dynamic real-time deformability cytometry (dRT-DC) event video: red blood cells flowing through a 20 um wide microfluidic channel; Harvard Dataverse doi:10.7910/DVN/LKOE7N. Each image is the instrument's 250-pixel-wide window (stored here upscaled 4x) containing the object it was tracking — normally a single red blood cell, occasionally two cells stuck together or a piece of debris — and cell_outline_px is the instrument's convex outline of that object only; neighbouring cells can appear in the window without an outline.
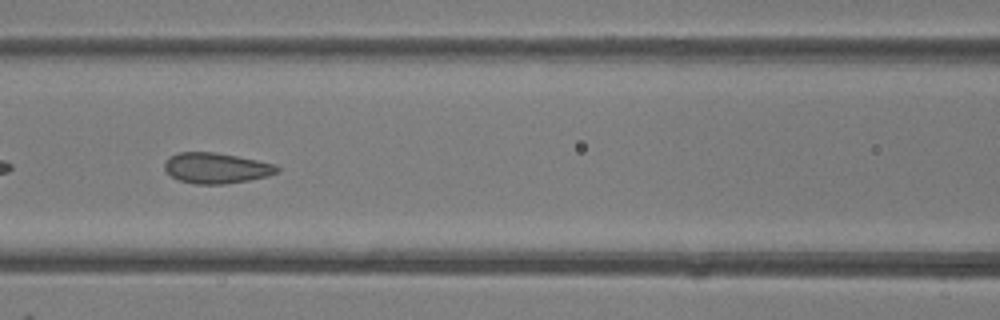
{"species": "common noctule bat (a hibernating species)", "species_latin": "Nyctalus noctula", "temperature_condition": "room temperature", "stored_images_in_passage": 48, "camera_frame_rate_fps": 3000, "um_per_image_px": 0.085, "animal": {"sex": "female"}, "frame": {"image": 1, "passage_image": 21, "time_ms": 6.667, "image_size_px": [1000, 320], "cell_outline_px": [[280, 172], [268, 176], [248, 180], [224, 184], [196, 184], [180, 180], [172, 176], [164, 168], [164, 164], [168, 156], [180, 152], [212, 152], [236, 156], [276, 164], [280, 168]], "centroid_in_image_um": [18.4, 14.28], "position_along_channel_um": 148.2, "area_um2": 20.0}}
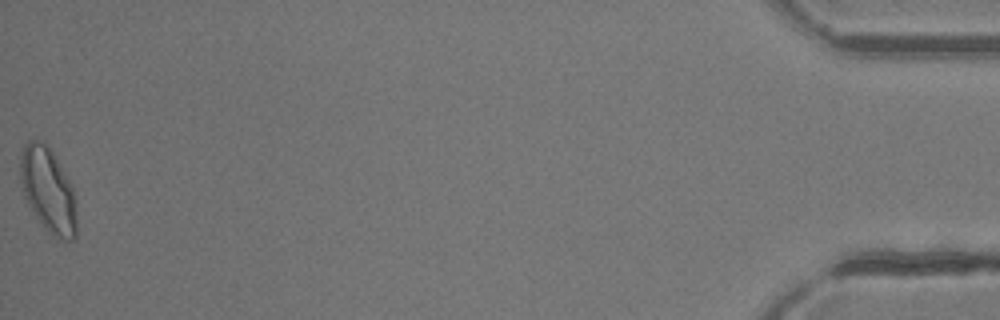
{"frame": {"image": 2, "passage_image": 48, "time_ms": 15.667, "image_size_px": [1000, 320], "cell_outline_px": [[76, 240], [56, 240], [48, 232], [36, 216], [28, 204], [24, 196], [20, 176], [20, 156], [24, 144], [28, 140], [44, 140], [48, 144], [72, 184], [76, 200]], "centroid_in_image_um": [4.11, 16.16], "position_along_channel_um": 431.1, "area_um2": 28.32}, "authors_computed_cell_mechanics": {"area_um2": 21.0392, "velocity_mm_per_s": 4.2964, "shape_relaxation_time_tau1_ms": 5.5407, "shape_relaxation_time_tau2_ms": 0.6705, "deformation_change_tau1": 0.1261, "deformation_change_tau2": 0.0707}}